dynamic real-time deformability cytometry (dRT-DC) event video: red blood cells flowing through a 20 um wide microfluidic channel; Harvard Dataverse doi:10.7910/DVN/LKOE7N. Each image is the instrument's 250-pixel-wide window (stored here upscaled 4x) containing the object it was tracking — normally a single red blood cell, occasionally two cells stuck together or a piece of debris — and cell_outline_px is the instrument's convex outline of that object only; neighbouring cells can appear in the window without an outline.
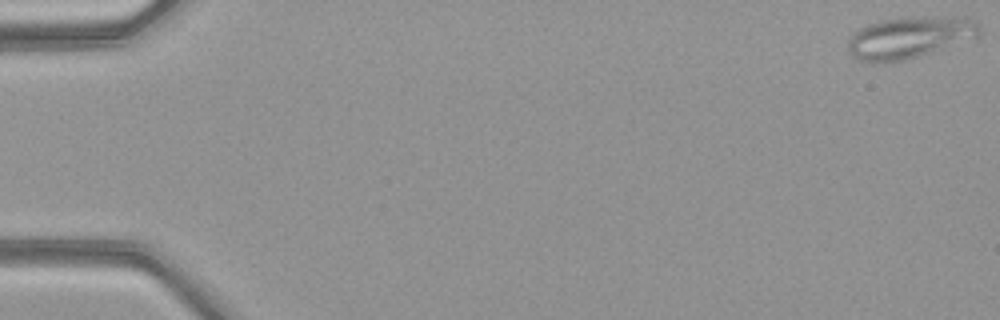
{"species": "common noctule bat (a hibernating species)", "species_latin": "Nyctalus noctula", "temperature_condition": "warm", "stored_images_in_passage": 17, "camera_frame_rate_fps": 3000, "um_per_image_px": 0.085, "animal": {"sex": "female", "body_mass_g": 21.9}, "frame": {"image": 1, "passage_image": 1, "time_ms": 0.0, "image_size_px": [1000, 320], "cell_outline_px": [[980, 32], [976, 36], [904, 60], [880, 64], [872, 64], [860, 60], [852, 56], [848, 52], [848, 40], [852, 32], [868, 24], [880, 20], [908, 16], [928, 16], [968, 20], [976, 24], [980, 28]], "centroid_in_image_um": [77.12, 3.2], "position_along_channel_um": 7.9, "area_um2": 31.33}}